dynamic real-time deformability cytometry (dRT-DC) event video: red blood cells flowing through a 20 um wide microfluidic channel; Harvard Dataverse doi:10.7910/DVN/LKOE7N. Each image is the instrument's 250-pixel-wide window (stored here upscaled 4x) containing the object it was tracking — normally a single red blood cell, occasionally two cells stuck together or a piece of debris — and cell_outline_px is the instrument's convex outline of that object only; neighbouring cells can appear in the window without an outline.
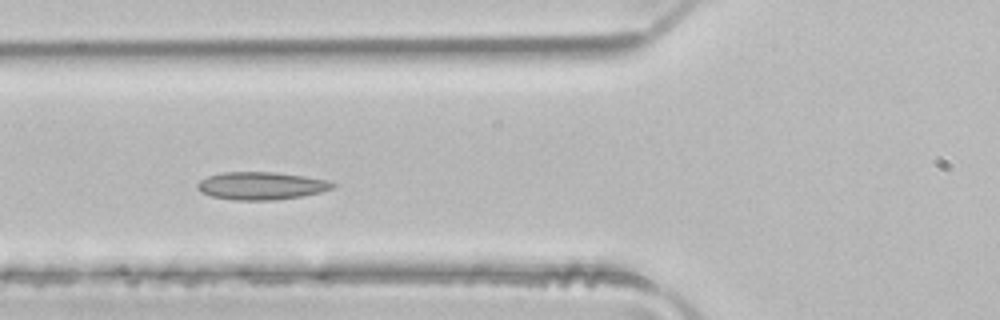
{"species": "common noctule bat (a hibernating species)", "species_latin": "Nyctalus noctula", "temperature_condition": "room temperature", "stored_images_in_passage": 5, "camera_frame_rate_fps": 3000, "um_per_image_px": 0.085, "animal": {"sex": "male", "body_mass_g": 21.5, "forearm_length_mm": 52.0}, "frame": {"image": 1, "passage_image": 3, "time_ms": 0.667, "image_size_px": [1000, 320], "cell_outline_px": [[336, 184], [332, 188], [320, 192], [304, 196], [276, 200], [232, 200], [212, 196], [200, 192], [196, 188], [196, 184], [200, 180], [208, 176], [220, 172], [276, 172], [304, 176], [328, 180]], "centroid_in_image_um": [22.18, 15.79], "position_along_channel_um": 103.6, "area_um2": 22.02}}
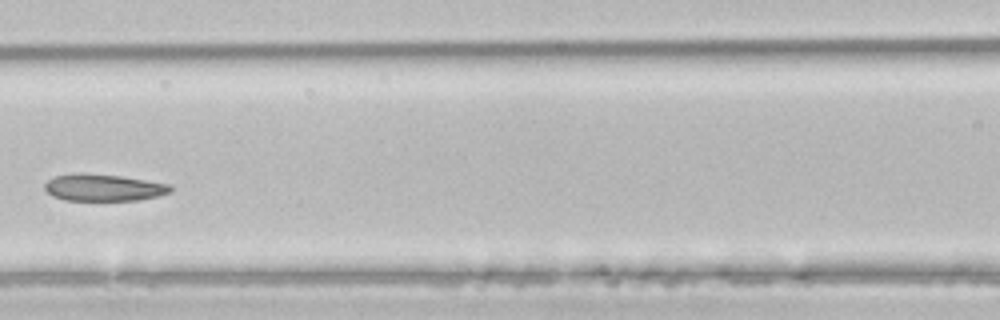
{"frame": {"image": 2, "passage_image": 4, "time_ms": 1.0, "image_size_px": [1000, 320], "cell_outline_px": [[172, 192], [160, 196], [140, 200], [64, 200], [52, 196], [44, 188], [44, 184], [52, 176], [80, 172], [120, 176], [168, 184], [172, 188]], "centroid_in_image_um": [8.77, 15.94], "position_along_channel_um": 157.8, "area_um2": 19.83}}
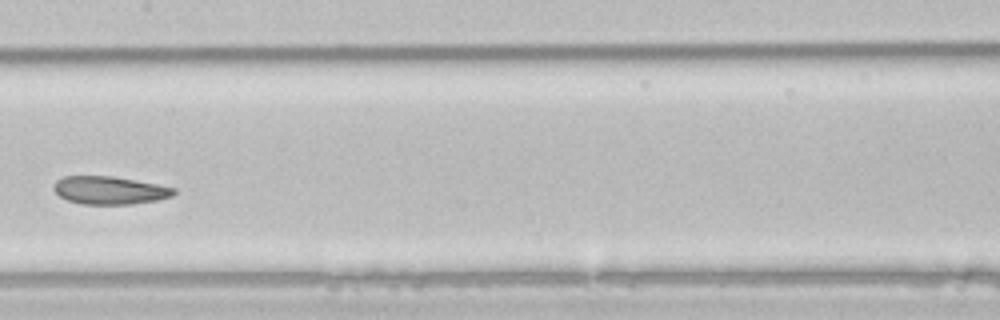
{"frame": {"image": 3, "passage_image": 5, "time_ms": 1.333, "image_size_px": [1000, 320], "cell_outline_px": [[176, 192], [172, 196], [156, 200], [132, 204], [80, 204], [68, 200], [60, 196], [52, 188], [52, 184], [56, 180], [64, 176], [112, 176], [156, 184], [176, 188]], "centroid_in_image_um": [9.28, 16.17], "position_along_channel_um": 198.1, "area_um2": 19.54}}